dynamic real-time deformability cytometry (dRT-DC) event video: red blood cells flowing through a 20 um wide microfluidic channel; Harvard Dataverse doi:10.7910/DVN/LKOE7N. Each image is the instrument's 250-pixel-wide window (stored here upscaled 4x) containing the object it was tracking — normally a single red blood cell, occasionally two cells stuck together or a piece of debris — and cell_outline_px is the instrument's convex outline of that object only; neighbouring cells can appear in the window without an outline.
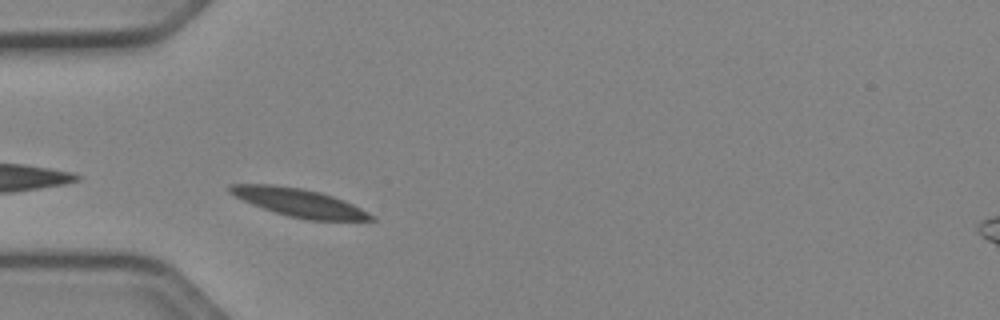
{"species": "Egyptian fruit bat (a non-hibernating species)", "species_latin": "Rousettus aegyptiacus", "temperature_condition": "cold", "stored_images_in_passage": 27, "camera_frame_rate_fps": 3000, "um_per_image_px": 0.085, "animal": {"sex": "female"}, "frame": {"image": 1, "passage_image": 1, "time_ms": 0.0, "image_size_px": [1000, 320], "cell_outline_px": [[376, 220], [308, 220], [288, 216], [252, 204], [228, 192], [228, 184], [272, 184], [300, 188], [320, 192], [344, 200], [376, 216]], "centroid_in_image_um": [25.43, 17.22], "position_along_channel_um": 59.6, "area_um2": 22.89}}
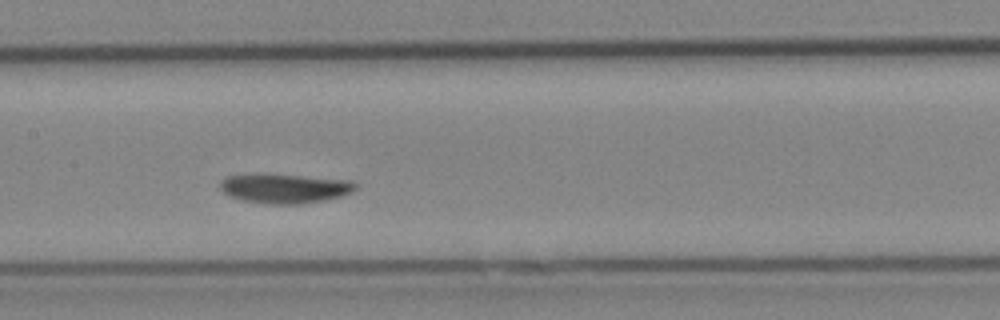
{"frame": {"image": 2, "passage_image": 12, "time_ms": 3.667, "image_size_px": [1000, 320], "cell_outline_px": [[360, 184], [352, 192], [340, 196], [324, 200], [300, 204], [268, 204], [244, 200], [228, 196], [220, 188], [220, 180], [224, 176], [256, 172], [264, 172], [352, 180]], "centroid_in_image_um": [24.17, 15.97], "position_along_channel_um": 183.2, "area_um2": 24.04}}
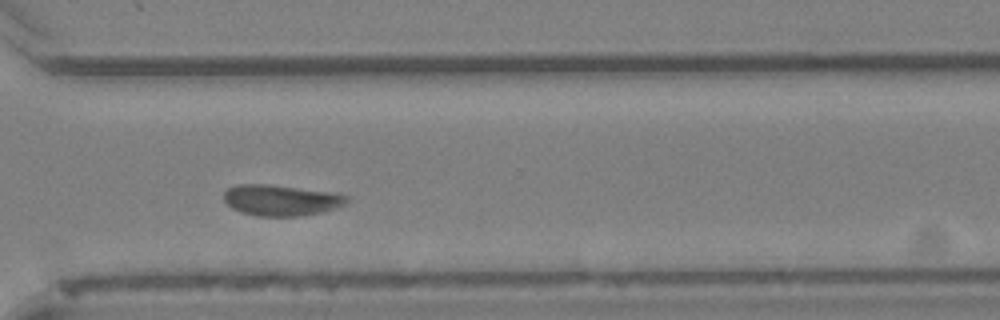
{"frame": {"image": 3, "passage_image": 25, "time_ms": 8.0, "image_size_px": [1000, 320], "cell_outline_px": [[348, 200], [344, 204], [336, 208], [324, 212], [304, 216], [256, 216], [240, 212], [232, 208], [224, 200], [224, 192], [228, 188], [236, 184], [264, 184], [324, 192], [348, 196]], "centroid_in_image_um": [23.83, 17.04], "position_along_channel_um": 346.8, "area_um2": 21.85}, "authors_computed_cell_mechanics": {"area_um2": 22.8888, "velocity_mm_per_s": 3.7293, "shape_relaxation_time_tau1_ms": null, "shape_relaxation_time_tau2_ms": 3.8817, "deformation_change_tau1": null, "deformation_change_tau2": 0.0717}}